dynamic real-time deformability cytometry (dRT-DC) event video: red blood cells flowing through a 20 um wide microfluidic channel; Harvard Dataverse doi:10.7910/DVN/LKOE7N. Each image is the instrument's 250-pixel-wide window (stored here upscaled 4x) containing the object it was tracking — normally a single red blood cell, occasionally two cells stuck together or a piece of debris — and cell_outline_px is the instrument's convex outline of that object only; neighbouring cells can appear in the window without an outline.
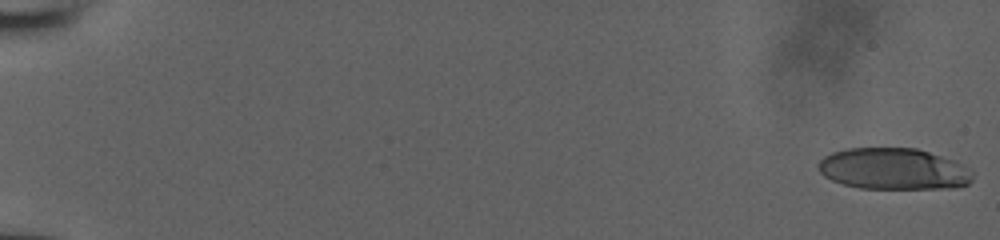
{"species": "human", "species_latin": "Homo sapiens", "temperature_condition": "room temperature", "stored_images_in_passage": 53, "camera_frame_rate_fps": 3000, "um_per_image_px": 0.085, "donor": {"sex": "male"}, "frame": {"image": 1, "passage_image": 1, "time_ms": 0.0, "image_size_px": [1000, 240], "cell_outline_px": [[972, 180], [968, 184], [952, 188], [860, 188], [844, 184], [832, 180], [824, 176], [820, 172], [816, 164], [824, 156], [832, 152], [848, 148], [916, 148], [952, 160], [960, 164], [972, 172]], "centroid_in_image_um": [75.9, 14.35], "position_along_channel_um": 9.1, "area_um2": 36.99}}
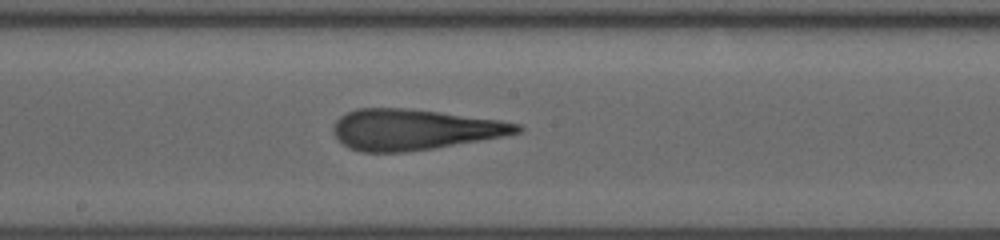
{"frame": {"image": 2, "passage_image": 31, "time_ms": 10.0, "image_size_px": [1000, 240], "cell_outline_px": [[524, 128], [520, 132], [504, 136], [436, 148], [404, 152], [364, 152], [348, 148], [332, 132], [332, 128], [336, 120], [340, 116], [356, 108], [404, 108], [440, 112], [500, 120], [520, 124]], "centroid_in_image_um": [35.2, 11.01], "position_along_channel_um": 213.0, "area_um2": 43.58}}
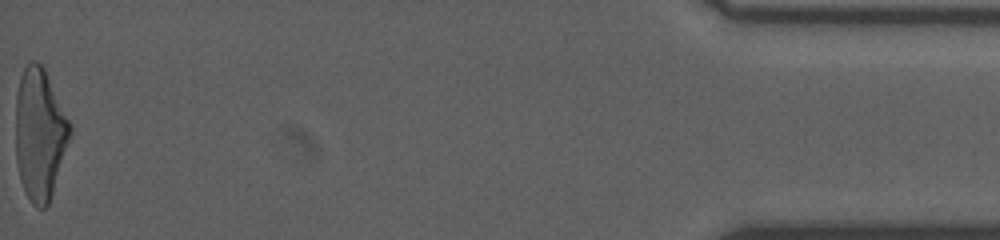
{"frame": {"image": 3, "passage_image": 53, "time_ms": 17.333, "image_size_px": [1000, 240], "cell_outline_px": [[72, 132], [48, 204], [44, 208], [36, 208], [32, 204], [20, 180], [16, 160], [16, 96], [20, 76], [24, 68], [32, 60], [36, 60], [44, 68], [72, 124]], "centroid_in_image_um": [3.38, 11.37], "position_along_channel_um": 431.8, "area_um2": 41.5}}